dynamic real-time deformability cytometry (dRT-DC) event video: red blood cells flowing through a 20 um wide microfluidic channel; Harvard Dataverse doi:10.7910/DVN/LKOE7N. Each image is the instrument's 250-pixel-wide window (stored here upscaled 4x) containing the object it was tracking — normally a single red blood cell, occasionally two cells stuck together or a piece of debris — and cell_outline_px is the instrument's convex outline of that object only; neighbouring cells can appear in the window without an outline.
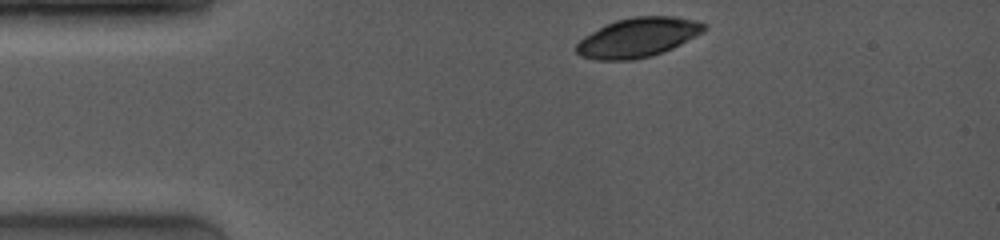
{"species": "common noctule bat (a hibernating species)", "species_latin": "Nyctalus noctula", "temperature_condition": "room temperature", "stored_images_in_passage": 3, "camera_frame_rate_fps": 4000, "um_per_image_px": 0.085, "animal": {"sex": "female", "body_mass_g": 19.0, "forearm_length_mm": 53.3}, "frame": {"image": 1, "passage_image": 1, "time_ms": 0.0, "image_size_px": [1000, 240], "cell_outline_px": [[708, 28], [704, 32], [664, 52], [652, 56], [632, 60], [596, 60], [580, 56], [576, 52], [576, 44], [584, 36], [616, 20], [632, 16], [676, 16], [696, 20], [708, 24]], "centroid_in_image_um": [54.26, 3.18], "position_along_channel_um": 30.7, "area_um2": 29.48}}